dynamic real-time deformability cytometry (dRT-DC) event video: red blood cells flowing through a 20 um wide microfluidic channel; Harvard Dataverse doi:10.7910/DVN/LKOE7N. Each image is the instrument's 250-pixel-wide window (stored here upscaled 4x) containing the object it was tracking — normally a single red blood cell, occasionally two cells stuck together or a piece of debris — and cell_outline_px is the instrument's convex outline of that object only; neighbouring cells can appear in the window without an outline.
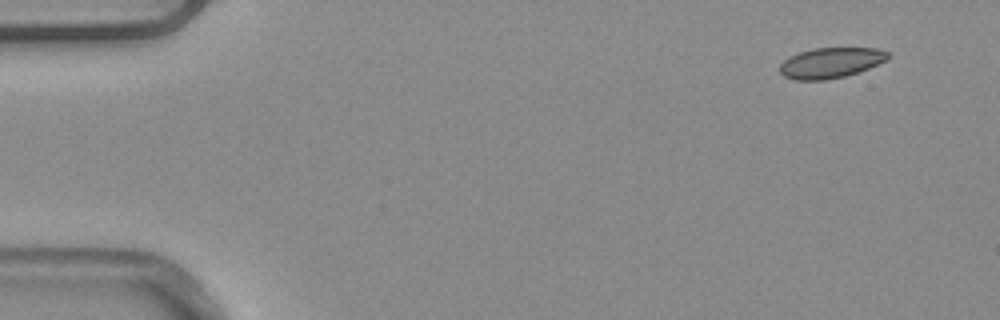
{"species": "common noctule bat (a hibernating species)", "species_latin": "Nyctalus noctula", "temperature_condition": "warm", "stored_images_in_passage": 5, "camera_frame_rate_fps": 3000, "um_per_image_px": 0.085, "animal": {"sex": "male", "body_mass_g": 20.4}, "frame": {"image": 1, "passage_image": 1, "time_ms": 0.0, "image_size_px": [1000, 320], "cell_outline_px": [[892, 56], [888, 60], [868, 68], [844, 76], [824, 80], [796, 80], [784, 76], [780, 72], [780, 64], [784, 60], [800, 52], [816, 48], [876, 48], [892, 52]], "centroid_in_image_um": [70.67, 5.33], "position_along_channel_um": 14.3, "area_um2": 19.13}}